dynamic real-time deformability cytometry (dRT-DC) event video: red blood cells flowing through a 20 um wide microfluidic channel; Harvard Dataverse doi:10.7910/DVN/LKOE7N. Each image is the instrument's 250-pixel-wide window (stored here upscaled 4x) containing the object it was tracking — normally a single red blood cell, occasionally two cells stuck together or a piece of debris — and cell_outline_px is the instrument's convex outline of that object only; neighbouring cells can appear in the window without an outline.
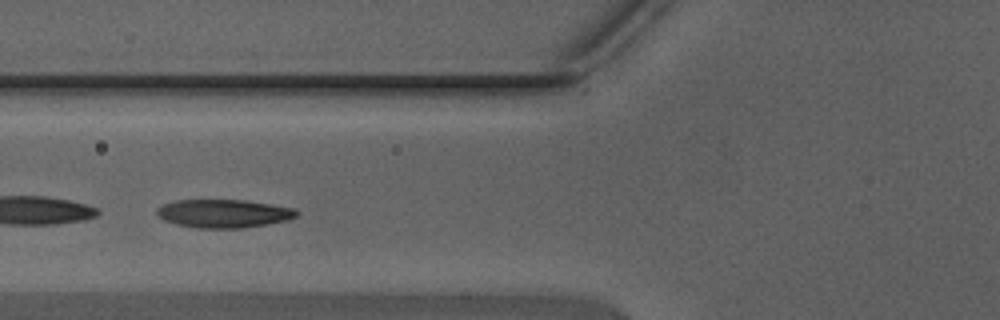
{"species": "Egyptian fruit bat (a non-hibernating species)", "species_latin": "Rousettus aegyptiacus", "temperature_condition": "warm", "stored_images_in_passage": 14, "camera_frame_rate_fps": 3000, "um_per_image_px": 0.085, "animal": {"sex": "male"}, "frame": {"image": 1, "passage_image": 5, "time_ms": 1.333, "image_size_px": [1000, 320], "cell_outline_px": [[300, 212], [296, 216], [288, 220], [268, 224], [240, 228], [196, 228], [176, 224], [164, 220], [156, 212], [156, 208], [164, 204], [176, 200], [244, 200], [296, 208]], "centroid_in_image_um": [19.04, 18.15], "position_along_channel_um": 106.8, "area_um2": 23.06}}
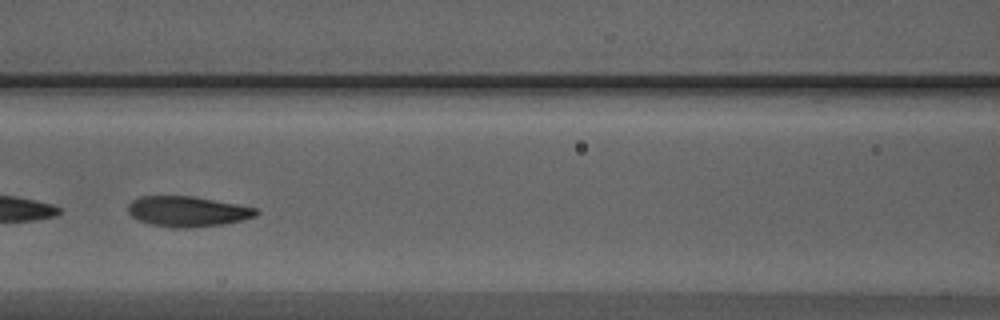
{"frame": {"image": 2, "passage_image": 8, "time_ms": 2.333, "image_size_px": [1000, 320], "cell_outline_px": [[260, 212], [256, 216], [244, 220], [224, 224], [188, 228], [172, 228], [148, 224], [136, 220], [128, 212], [128, 204], [132, 200], [140, 196], [192, 196], [236, 204], [256, 208]], "centroid_in_image_um": [15.92, 17.98], "position_along_channel_um": 150.7, "area_um2": 22.89}}